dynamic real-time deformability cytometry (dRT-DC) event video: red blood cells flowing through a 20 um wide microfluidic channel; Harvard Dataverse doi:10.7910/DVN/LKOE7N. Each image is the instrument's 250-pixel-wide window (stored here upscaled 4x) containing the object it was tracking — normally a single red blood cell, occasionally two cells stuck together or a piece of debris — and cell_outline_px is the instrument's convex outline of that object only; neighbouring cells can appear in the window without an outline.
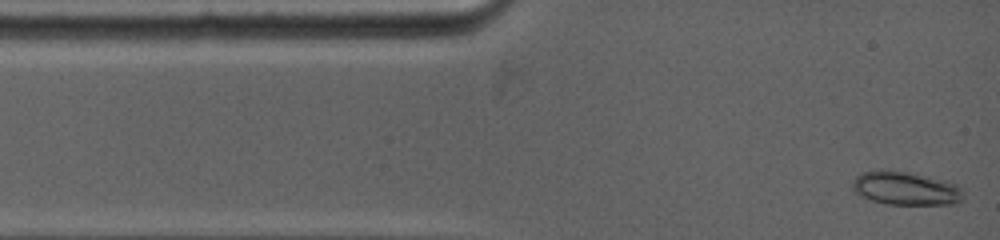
{"species": "common noctule bat (a hibernating species)", "species_latin": "Nyctalus noctula", "temperature_condition": "warm", "stored_images_in_passage": 27, "camera_frame_rate_fps": 5000, "um_per_image_px": 0.085, "animal": {"sex": "female", "body_mass_g": 19.0, "forearm_length_mm": 53.3}, "frame": {"image": 1, "passage_image": 1, "time_ms": 0.0, "image_size_px": [1000, 240], "cell_outline_px": [[964, 200], [956, 204], [884, 204], [868, 200], [856, 192], [852, 188], [852, 180], [860, 172], [904, 172], [944, 180], [956, 184], [964, 188]], "centroid_in_image_um": [77.03, 16.05], "position_along_channel_um": 8.0, "area_um2": 21.39}}
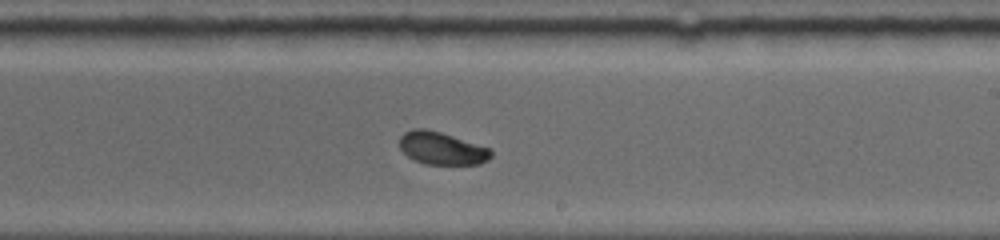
{"frame": {"image": 2, "passage_image": 16, "time_ms": 7.4, "image_size_px": [1000, 240], "cell_outline_px": [[492, 156], [488, 160], [480, 164], [424, 164], [408, 156], [400, 148], [400, 136], [404, 132], [416, 128], [424, 128], [440, 132], [492, 148]], "centroid_in_image_um": [37.58, 12.6], "position_along_channel_um": 251.4, "area_um2": 17.4}}
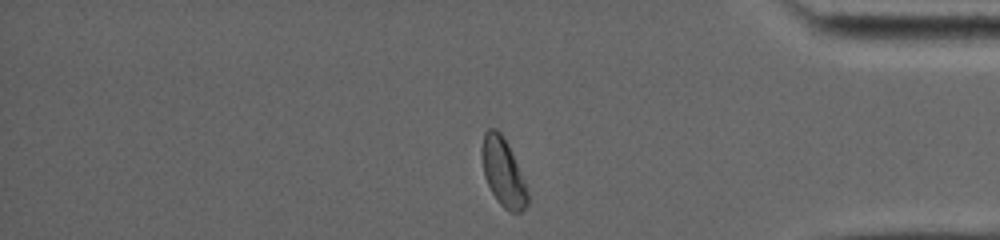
{"frame": {"image": 3, "passage_image": 25, "time_ms": 11.6, "image_size_px": [1000, 240], "cell_outline_px": [[528, 204], [520, 212], [512, 212], [504, 208], [496, 200], [484, 176], [480, 152], [480, 148], [484, 132], [488, 128], [496, 128], [500, 132], [508, 144], [524, 180], [528, 192]], "centroid_in_image_um": [42.74, 14.62], "position_along_channel_um": 392.5, "area_um2": 18.21}}